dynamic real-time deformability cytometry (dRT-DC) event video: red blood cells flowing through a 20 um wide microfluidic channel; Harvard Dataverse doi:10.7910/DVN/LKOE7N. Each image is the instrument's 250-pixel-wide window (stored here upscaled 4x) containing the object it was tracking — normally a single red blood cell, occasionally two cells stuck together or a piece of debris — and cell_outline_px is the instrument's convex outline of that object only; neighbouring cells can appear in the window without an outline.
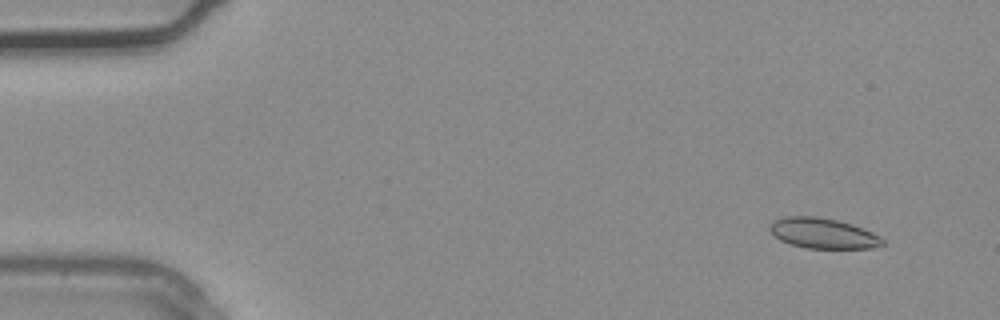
{"species": "common noctule bat (a hibernating species)", "species_latin": "Nyctalus noctula", "temperature_condition": "warm", "stored_images_in_passage": 3, "camera_frame_rate_fps": 3000, "um_per_image_px": 0.085, "animal": {"sex": "male", "body_mass_g": 20.4}, "frame": {"image": 1, "passage_image": 1, "time_ms": 0.0, "image_size_px": [1000, 320], "cell_outline_px": [[884, 244], [872, 248], [804, 248], [780, 240], [768, 228], [768, 224], [772, 220], [784, 216], [816, 216], [836, 220], [852, 224], [872, 232], [880, 236], [884, 240]], "centroid_in_image_um": [69.93, 19.82], "position_along_channel_um": 15.1, "area_um2": 20.0}}
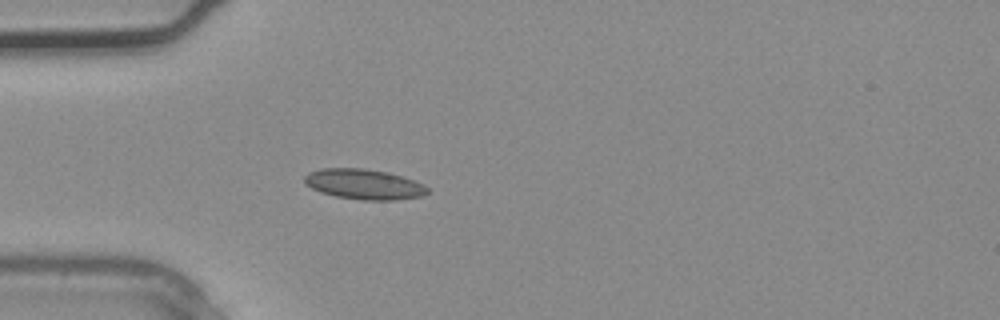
{"frame": {"image": 2, "passage_image": 3, "time_ms": 0.667, "image_size_px": [1000, 320], "cell_outline_px": [[428, 192], [424, 196], [396, 200], [364, 200], [336, 196], [320, 192], [304, 184], [304, 176], [308, 172], [320, 168], [364, 168], [388, 172], [424, 184], [428, 188]], "centroid_in_image_um": [30.92, 15.66], "position_along_channel_um": 54.1, "area_um2": 21.79}}